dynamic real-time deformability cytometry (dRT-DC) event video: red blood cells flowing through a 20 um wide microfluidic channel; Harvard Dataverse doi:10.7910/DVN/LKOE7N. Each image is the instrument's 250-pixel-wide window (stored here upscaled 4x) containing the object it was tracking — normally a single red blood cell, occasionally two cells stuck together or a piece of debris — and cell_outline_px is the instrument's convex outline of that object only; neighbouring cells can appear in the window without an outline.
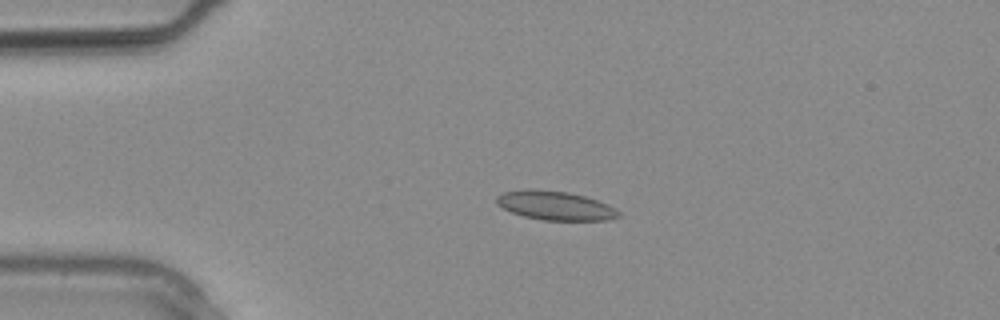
{"species": "common noctule bat (a hibernating species)", "species_latin": "Nyctalus noctula", "temperature_condition": "warm", "stored_images_in_passage": 11, "camera_frame_rate_fps": 3000, "um_per_image_px": 0.085, "animal": {"sex": "male", "body_mass_g": 20.4}, "frame": {"image": 1, "passage_image": 7, "time_ms": 2.0, "image_size_px": [1000, 320], "cell_outline_px": [[620, 216], [604, 220], [544, 220], [524, 216], [512, 212], [496, 204], [496, 196], [504, 192], [568, 192], [584, 196], [596, 200], [620, 212]], "centroid_in_image_um": [47.22, 17.52], "position_along_channel_um": 37.8, "area_um2": 19.36}}
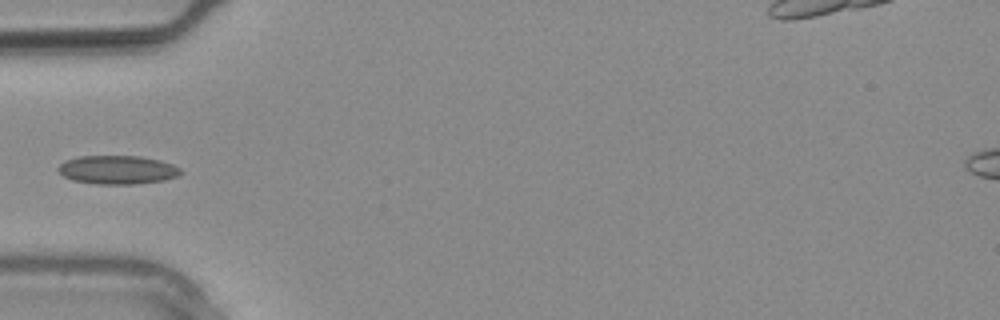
{"frame": {"image": 2, "passage_image": 10, "time_ms": 3.0, "image_size_px": [1000, 320], "cell_outline_px": [[184, 172], [176, 176], [164, 180], [136, 184], [96, 184], [72, 180], [64, 176], [56, 168], [64, 160], [80, 156], [140, 156], [160, 160], [172, 164], [180, 168]], "centroid_in_image_um": [9.98, 14.43], "position_along_channel_um": 75.0, "area_um2": 20.52}}